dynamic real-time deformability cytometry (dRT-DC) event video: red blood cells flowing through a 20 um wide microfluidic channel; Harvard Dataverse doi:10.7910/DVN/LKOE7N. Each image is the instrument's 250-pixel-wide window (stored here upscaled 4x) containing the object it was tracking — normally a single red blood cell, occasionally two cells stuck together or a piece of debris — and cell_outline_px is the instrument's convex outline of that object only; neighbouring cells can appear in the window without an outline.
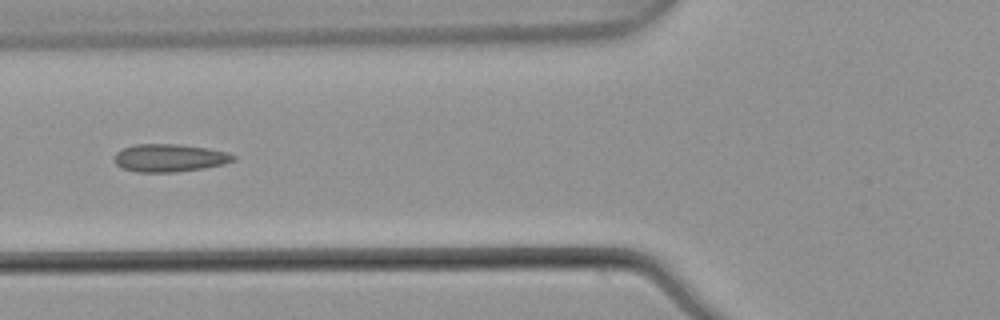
{"species": "common noctule bat (a hibernating species)", "species_latin": "Nyctalus noctula", "temperature_condition": "warm", "stored_images_in_passage": 7, "camera_frame_rate_fps": 3000, "um_per_image_px": 0.085, "animal": {"sex": "male", "body_mass_g": 21.5, "forearm_length_mm": 52.0}, "frame": {"image": 1, "passage_image": 5, "time_ms": 1.333, "image_size_px": [1000, 320], "cell_outline_px": [[236, 160], [224, 164], [204, 168], [176, 172], [136, 172], [124, 168], [116, 164], [116, 152], [132, 144], [180, 144], [208, 148], [228, 152], [236, 156]], "centroid_in_image_um": [14.46, 13.42], "position_along_channel_um": 111.3, "area_um2": 19.31}}
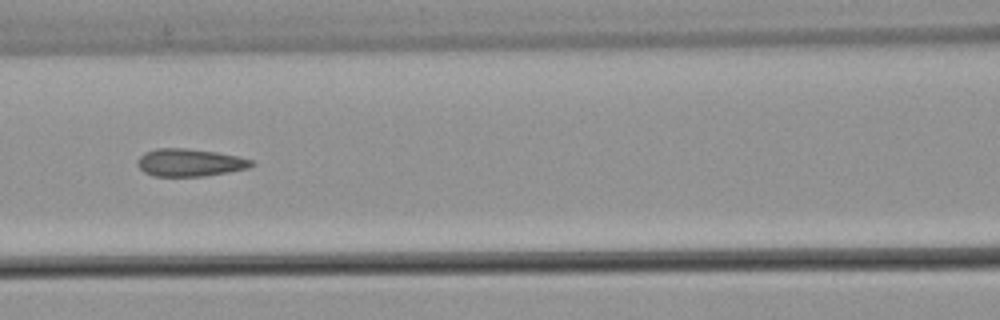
{"frame": {"image": 2, "passage_image": 6, "time_ms": 1.667, "image_size_px": [1000, 320], "cell_outline_px": [[256, 164], [248, 168], [228, 172], [204, 176], [152, 176], [144, 172], [136, 164], [136, 160], [144, 152], [156, 148], [184, 148], [216, 152], [236, 156], [252, 160]], "centroid_in_image_um": [16.09, 13.82], "position_along_channel_um": 150.5, "area_um2": 18.38}}